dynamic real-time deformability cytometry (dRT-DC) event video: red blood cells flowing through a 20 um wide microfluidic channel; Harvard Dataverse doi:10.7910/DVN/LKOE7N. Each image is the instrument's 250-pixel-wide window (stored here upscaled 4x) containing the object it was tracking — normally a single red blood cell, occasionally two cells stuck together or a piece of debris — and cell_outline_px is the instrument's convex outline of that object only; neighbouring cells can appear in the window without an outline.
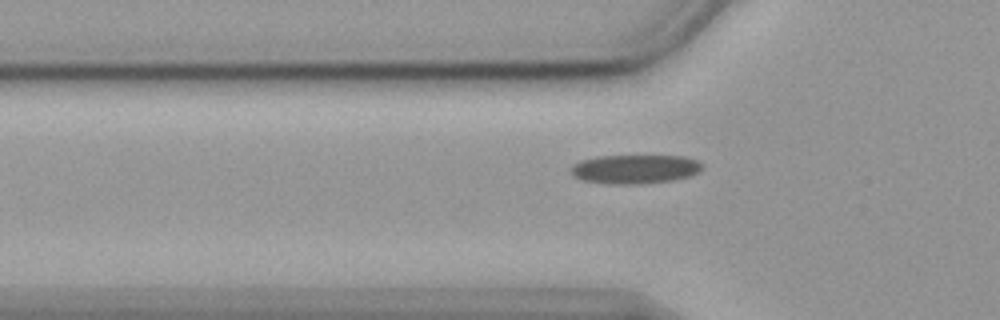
{"species": "common noctule bat (a hibernating species)", "species_latin": "Nyctalus noctula", "temperature_condition": "cold", "stored_images_in_passage": 37, "camera_frame_rate_fps": 3000, "um_per_image_px": 0.085, "animal": {"sex": "female", "body_mass_g": 19.9}, "frame": {"image": 1, "passage_image": 6, "time_ms": 1.667, "image_size_px": [1000, 320], "cell_outline_px": [[704, 164], [700, 172], [688, 176], [672, 180], [640, 184], [612, 184], [580, 180], [572, 176], [568, 168], [572, 164], [580, 160], [596, 156], [684, 156], [696, 160]], "centroid_in_image_um": [53.91, 14.37], "position_along_channel_um": 71.9, "area_um2": 22.48}}
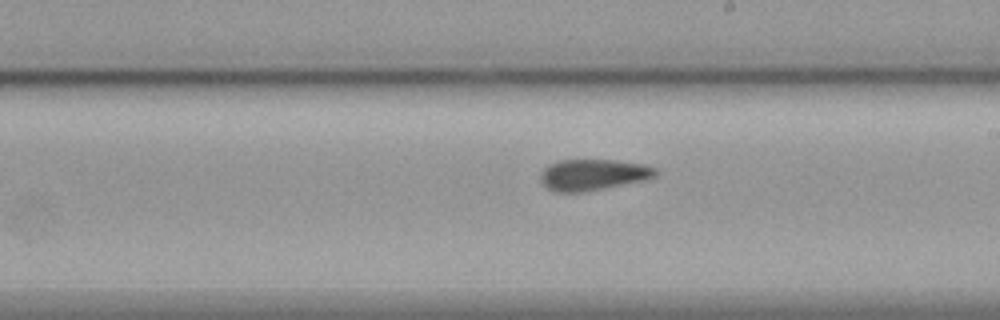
{"frame": {"image": 2, "passage_image": 20, "time_ms": 6.333, "image_size_px": [1000, 320], "cell_outline_px": [[660, 172], [656, 176], [648, 180], [584, 192], [556, 192], [548, 188], [540, 180], [540, 172], [548, 164], [560, 160], [616, 160], [640, 164], [656, 168]], "centroid_in_image_um": [50.43, 14.85], "position_along_channel_um": 238.6, "area_um2": 21.1}}
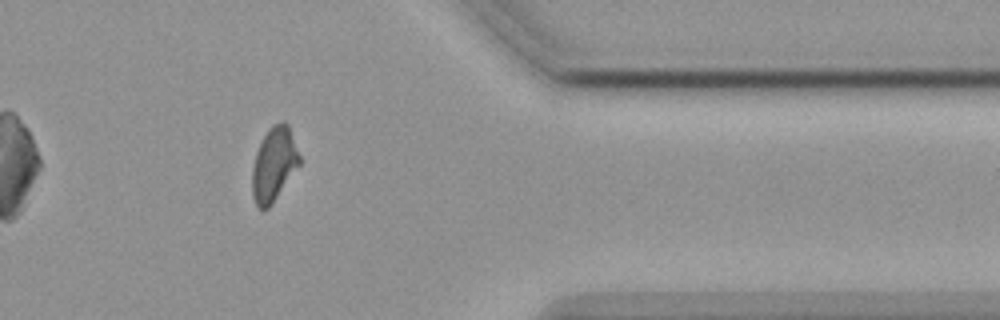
{"frame": {"image": 3, "passage_image": 34, "time_ms": 11.0, "image_size_px": [1000, 320], "cell_outline_px": [[300, 164], [272, 204], [264, 212], [256, 208], [252, 196], [252, 168], [256, 152], [268, 128], [272, 124], [284, 120], [288, 124], [300, 156]], "centroid_in_image_um": [23.27, 13.99], "position_along_channel_um": 388.1, "area_um2": 20.58}, "authors_computed_cell_mechanics": {"area_um2": 21.386, "velocity_mm_per_s": 3.5723, "shape_relaxation_time_tau1_ms": null, "shape_relaxation_time_tau2_ms": 3.579, "deformation_change_tau1": null, "deformation_change_tau2": 0.0935}}